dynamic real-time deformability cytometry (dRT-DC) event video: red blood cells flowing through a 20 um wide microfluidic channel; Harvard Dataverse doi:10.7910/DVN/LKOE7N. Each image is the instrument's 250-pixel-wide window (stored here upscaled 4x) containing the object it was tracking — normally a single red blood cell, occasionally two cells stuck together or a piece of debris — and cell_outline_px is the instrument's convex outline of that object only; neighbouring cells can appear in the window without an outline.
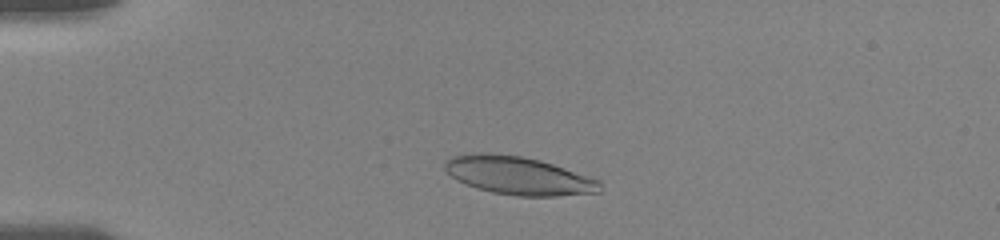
{"species": "human", "species_latin": "Homo sapiens", "temperature_condition": "room temperature", "stored_images_in_passage": 38, "camera_frame_rate_fps": 3000, "um_per_image_px": 0.085, "donor": {"sex": "female"}, "frame": {"image": 1, "passage_image": 8, "time_ms": 2.333, "image_size_px": [1000, 240], "cell_outline_px": [[600, 192], [556, 196], [516, 196], [492, 192], [476, 188], [456, 180], [444, 168], [444, 160], [452, 156], [476, 152], [484, 152], [520, 156], [540, 160], [600, 180]], "centroid_in_image_um": [44.03, 14.92], "position_along_channel_um": 41.0, "area_um2": 34.39}}
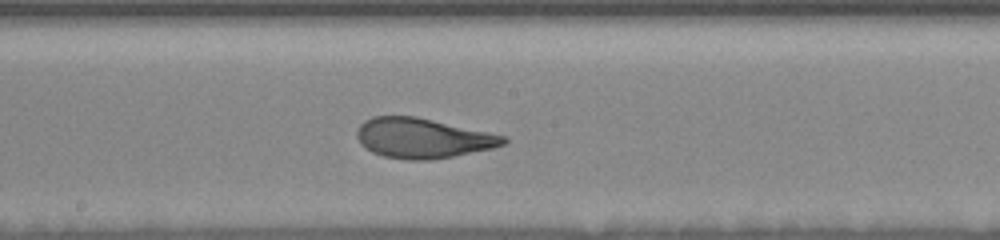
{"frame": {"image": 2, "passage_image": 25, "time_ms": 8.0, "image_size_px": [1000, 240], "cell_outline_px": [[508, 140], [504, 144], [492, 148], [452, 156], [428, 160], [408, 160], [384, 156], [372, 152], [364, 148], [360, 144], [356, 136], [356, 132], [360, 124], [364, 120], [372, 116], [416, 116], [508, 136]], "centroid_in_image_um": [35.9, 11.73], "position_along_channel_um": 212.3, "area_um2": 34.22}}
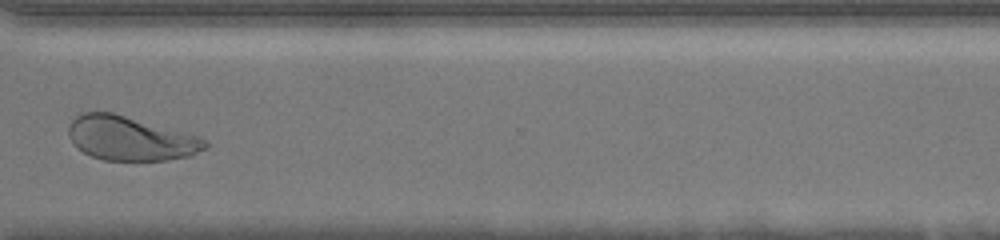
{"frame": {"image": 3, "passage_image": 37, "time_ms": 12.0, "image_size_px": [1000, 240], "cell_outline_px": [[208, 148], [192, 156], [168, 160], [104, 160], [92, 156], [76, 148], [68, 136], [68, 128], [72, 120], [76, 116], [84, 112], [112, 112], [200, 136], [208, 140]], "centroid_in_image_um": [11.12, 11.77], "position_along_channel_um": 359.5, "area_um2": 35.37}}